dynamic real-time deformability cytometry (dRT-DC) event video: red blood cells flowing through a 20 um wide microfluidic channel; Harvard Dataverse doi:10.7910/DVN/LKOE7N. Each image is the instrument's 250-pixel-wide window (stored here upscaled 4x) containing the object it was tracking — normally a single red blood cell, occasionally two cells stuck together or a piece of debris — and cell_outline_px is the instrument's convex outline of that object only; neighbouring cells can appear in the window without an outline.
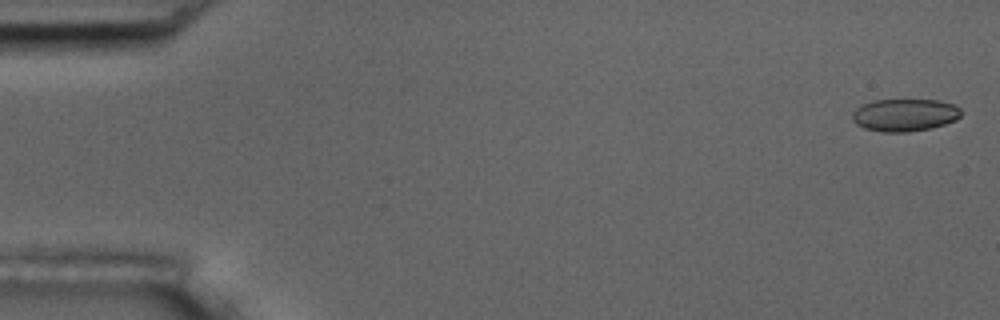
{"species": "common noctule bat (a hibernating species)", "species_latin": "Nyctalus noctula", "temperature_condition": "room temperature", "stored_images_in_passage": 4, "segment_of_instrument_passage": [2, 2], "camera_frame_rate_fps": 3000, "um_per_image_px": 0.085, "animal": {"sex": "male", "body_mass_g": 17.5, "forearm_length_mm": 52.3}, "frame": {"image": 1, "passage_image": 4, "time_ms": 3.667, "image_size_px": [1000, 320], "cell_outline_px": [[960, 116], [956, 120], [932, 128], [908, 132], [880, 132], [864, 128], [856, 124], [852, 120], [852, 112], [856, 108], [864, 104], [876, 100], [936, 100], [952, 104], [960, 108]], "centroid_in_image_um": [76.88, 9.79], "position_along_channel_um": 8.1, "area_um2": 20.58}}